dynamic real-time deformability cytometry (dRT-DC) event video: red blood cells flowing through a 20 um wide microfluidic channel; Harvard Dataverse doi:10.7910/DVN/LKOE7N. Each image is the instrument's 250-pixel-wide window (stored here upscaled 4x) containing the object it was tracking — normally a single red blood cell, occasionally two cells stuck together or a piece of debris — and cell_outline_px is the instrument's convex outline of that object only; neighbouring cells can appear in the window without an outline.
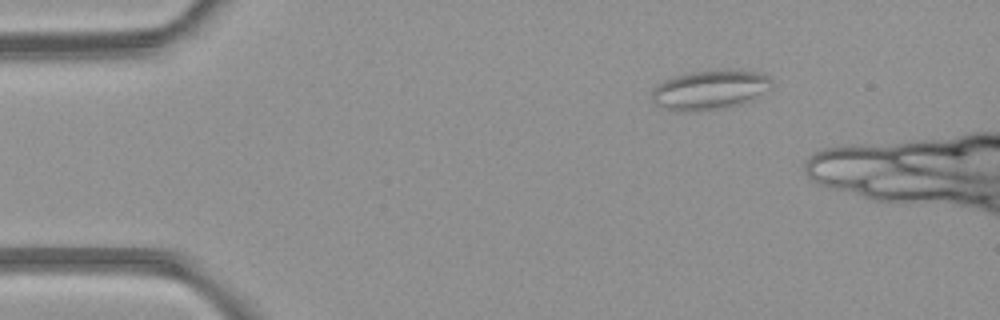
{"species": "common noctule bat (a hibernating species)", "species_latin": "Nyctalus noctula", "temperature_condition": "room temperature", "stored_images_in_passage": 6, "camera_frame_rate_fps": 3000, "um_per_image_px": 0.085, "animal": {"sex": "female", "body_mass_g": 21.9}, "frame": {"image": 1, "passage_image": 3, "time_ms": 2.333, "image_size_px": [1000, 320], "cell_outline_px": [[772, 88], [740, 104], [716, 108], [668, 108], [656, 104], [652, 100], [652, 92], [664, 80], [688, 72], [756, 72], [768, 76], [772, 80]], "centroid_in_image_um": [60.37, 7.61], "position_along_channel_um": 24.6, "area_um2": 25.49}}